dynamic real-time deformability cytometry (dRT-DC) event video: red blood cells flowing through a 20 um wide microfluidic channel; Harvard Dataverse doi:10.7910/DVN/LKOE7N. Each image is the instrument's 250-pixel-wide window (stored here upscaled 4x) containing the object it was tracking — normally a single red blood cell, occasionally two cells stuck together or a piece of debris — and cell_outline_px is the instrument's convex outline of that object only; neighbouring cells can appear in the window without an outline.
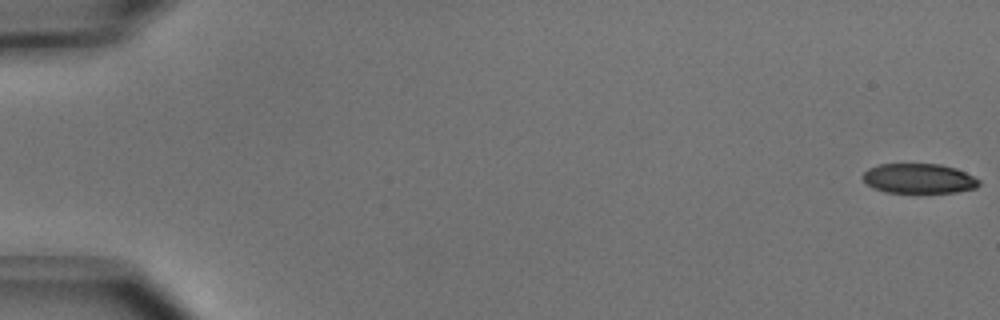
{"species": "common noctule bat (a hibernating species)", "species_latin": "Nyctalus noctula", "temperature_condition": "cold", "stored_images_in_passage": 52, "camera_frame_rate_fps": 3000, "um_per_image_px": 0.085, "animal": {"sex": "male", "body_mass_g": 15.6}, "frame": {"image": 1, "passage_image": 1, "time_ms": 0.0, "image_size_px": [1000, 320], "cell_outline_px": [[980, 184], [976, 188], [956, 192], [884, 192], [872, 188], [860, 176], [868, 168], [880, 164], [940, 164], [956, 168], [980, 180]], "centroid_in_image_um": [78.08, 15.17], "position_along_channel_um": 6.9, "area_um2": 20.17}}
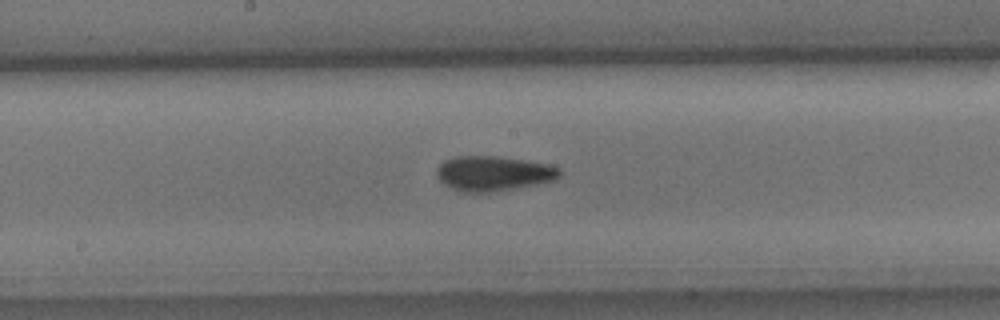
{"frame": {"image": 2, "passage_image": 28, "time_ms": 9.0, "image_size_px": [1000, 320], "cell_outline_px": [[560, 176], [556, 180], [536, 184], [488, 192], [464, 192], [452, 188], [444, 184], [436, 176], [436, 168], [444, 160], [452, 156], [496, 156], [524, 160], [548, 164], [560, 168]], "centroid_in_image_um": [41.91, 14.73], "position_along_channel_um": 206.3, "area_um2": 24.91}}
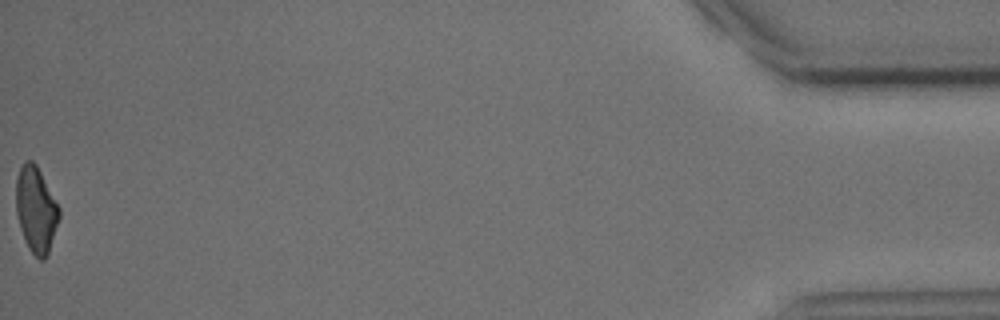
{"frame": {"image": 3, "passage_image": 52, "time_ms": 17.0, "image_size_px": [1000, 320], "cell_outline_px": [[60, 216], [48, 252], [44, 260], [40, 260], [28, 248], [24, 240], [20, 228], [16, 212], [16, 176], [24, 160], [32, 160], [36, 164], [60, 208]], "centroid_in_image_um": [3.04, 17.8], "position_along_channel_um": 432.2, "area_um2": 21.5}, "authors_computed_cell_mechanics": {"area_um2": 23.0044, "velocity_mm_per_s": 3.9693, "shape_relaxation_time_tau1_ms": 3.0698, "shape_relaxation_time_tau2_ms": 5.3925, "deformation_change_tau1": 0.1127, "deformation_change_tau2": 0.1247}}